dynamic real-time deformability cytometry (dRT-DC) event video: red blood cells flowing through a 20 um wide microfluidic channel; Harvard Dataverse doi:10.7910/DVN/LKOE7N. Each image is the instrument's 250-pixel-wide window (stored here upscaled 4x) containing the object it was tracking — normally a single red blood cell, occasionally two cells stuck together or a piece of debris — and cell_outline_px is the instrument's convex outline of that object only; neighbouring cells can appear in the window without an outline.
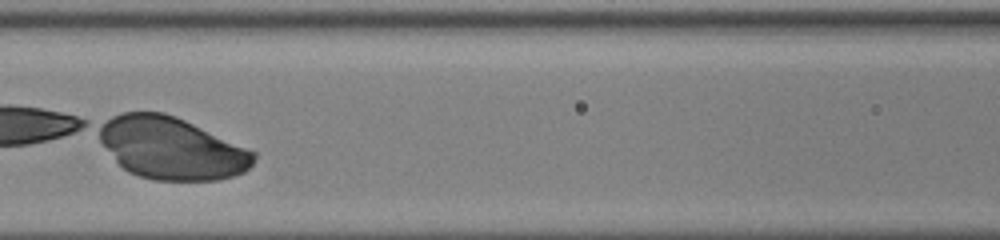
{"species": "human", "species_latin": "Homo sapiens", "temperature_condition": "warm", "stored_images_in_passage": 41, "segment_of_instrument_passage": [2, 2], "camera_frame_rate_fps": 3000, "um_per_image_px": 0.085, "donor": {"sex": "male"}, "frame": {"image": 1, "passage_image": 24, "time_ms": 7.667, "image_size_px": [1000, 240], "cell_outline_px": [[252, 164], [248, 168], [240, 172], [228, 176], [212, 180], [160, 180], [140, 176], [124, 168], [120, 164], [100, 140], [100, 124], [124, 112], [160, 112], [172, 116], [252, 152]], "centroid_in_image_um": [14.5, 12.6], "position_along_channel_um": 152.1, "area_um2": 53.35}}
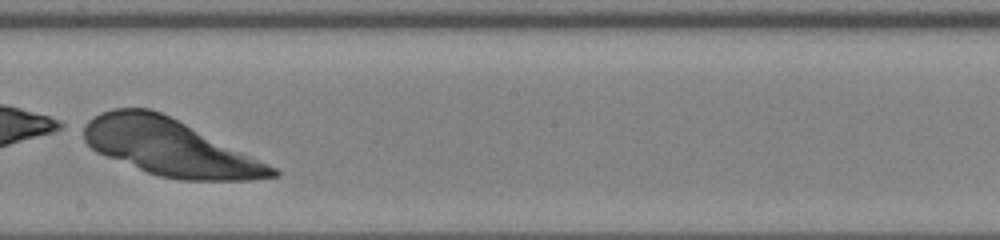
{"frame": {"image": 2, "passage_image": 30, "time_ms": 9.667, "image_size_px": [1000, 240], "cell_outline_px": [[280, 172], [276, 176], [232, 180], [188, 180], [164, 176], [152, 172], [100, 152], [92, 148], [88, 144], [84, 136], [84, 128], [96, 116], [104, 112], [120, 108], [148, 108], [160, 112]], "centroid_in_image_um": [14.35, 12.51], "position_along_channel_um": 233.8, "area_um2": 58.2}}